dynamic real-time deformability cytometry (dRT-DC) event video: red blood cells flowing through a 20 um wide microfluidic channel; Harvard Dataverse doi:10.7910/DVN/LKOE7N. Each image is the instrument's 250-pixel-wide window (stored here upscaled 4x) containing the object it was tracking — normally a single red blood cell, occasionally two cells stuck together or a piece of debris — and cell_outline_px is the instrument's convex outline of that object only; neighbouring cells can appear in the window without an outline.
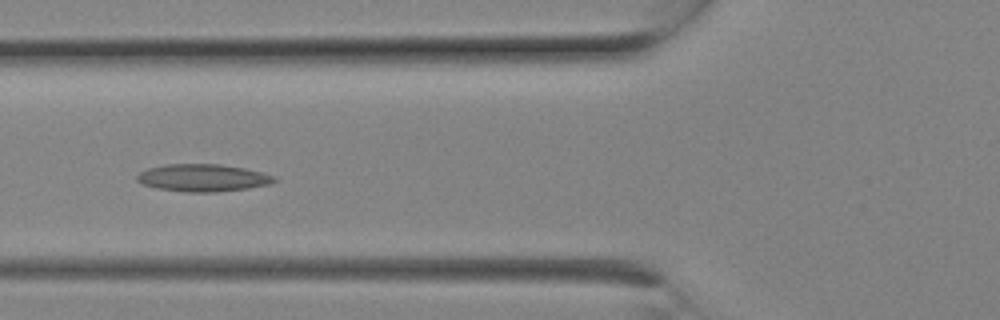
{"species": "Egyptian fruit bat (a non-hibernating species)", "species_latin": "Rousettus aegyptiacus", "temperature_condition": "room temperature", "stored_images_in_passage": 8, "camera_frame_rate_fps": 3000, "um_per_image_px": 0.085, "animal": {"sex": "female"}, "frame": {"image": 1, "passage_image": 7, "time_ms": 2.0, "image_size_px": [1000, 320], "cell_outline_px": [[276, 180], [268, 184], [248, 188], [216, 192], [188, 192], [156, 188], [144, 184], [136, 180], [136, 176], [140, 172], [148, 168], [164, 164], [220, 164], [244, 168], [276, 176]], "centroid_in_image_um": [17.22, 15.11], "position_along_channel_um": 108.6, "area_um2": 21.79}}
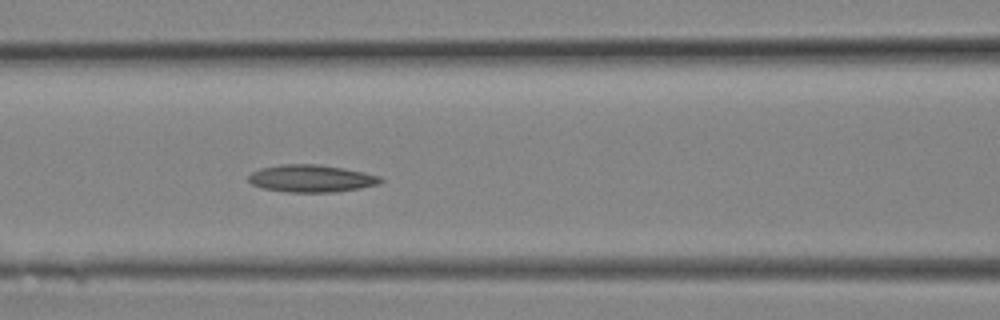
{"frame": {"image": 2, "passage_image": 8, "time_ms": 2.333, "image_size_px": [1000, 320], "cell_outline_px": [[384, 180], [380, 184], [360, 188], [336, 192], [288, 192], [264, 188], [252, 184], [248, 180], [248, 176], [252, 172], [260, 168], [280, 164], [320, 164], [344, 168], [364, 172], [380, 176]], "centroid_in_image_um": [26.49, 15.16], "position_along_channel_um": 140.1, "area_um2": 21.15}}